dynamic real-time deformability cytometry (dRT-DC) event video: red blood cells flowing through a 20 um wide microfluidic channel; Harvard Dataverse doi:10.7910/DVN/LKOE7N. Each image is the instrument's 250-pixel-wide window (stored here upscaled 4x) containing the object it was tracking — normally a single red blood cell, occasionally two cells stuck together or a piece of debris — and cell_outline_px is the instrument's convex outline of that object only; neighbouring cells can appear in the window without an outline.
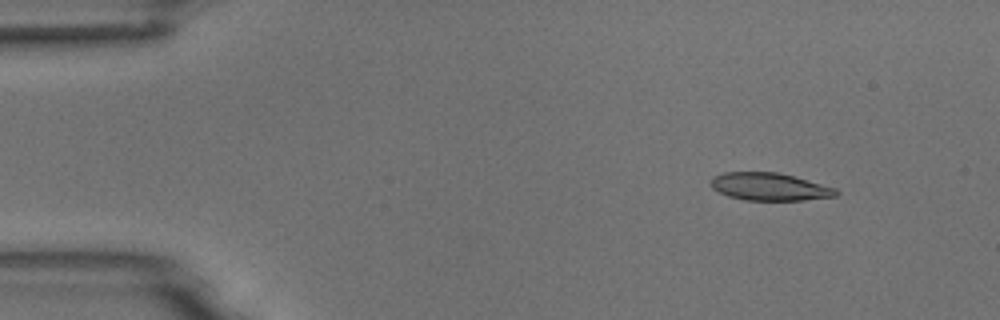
{"species": "common noctule bat (a hibernating species)", "species_latin": "Nyctalus noctula", "temperature_condition": "room temperature", "stored_images_in_passage": 3, "camera_frame_rate_fps": 3000, "um_per_image_px": 0.085, "animal": {"sex": "male", "body_mass_g": 18.8}, "frame": {"image": 1, "passage_image": 1, "time_ms": 0.0, "image_size_px": [1000, 320], "cell_outline_px": [[840, 192], [836, 196], [804, 200], [744, 200], [728, 196], [712, 188], [712, 176], [724, 172], [776, 172], [792, 176], [836, 188]], "centroid_in_image_um": [65.41, 15.87], "position_along_channel_um": 19.6, "area_um2": 20.0}}
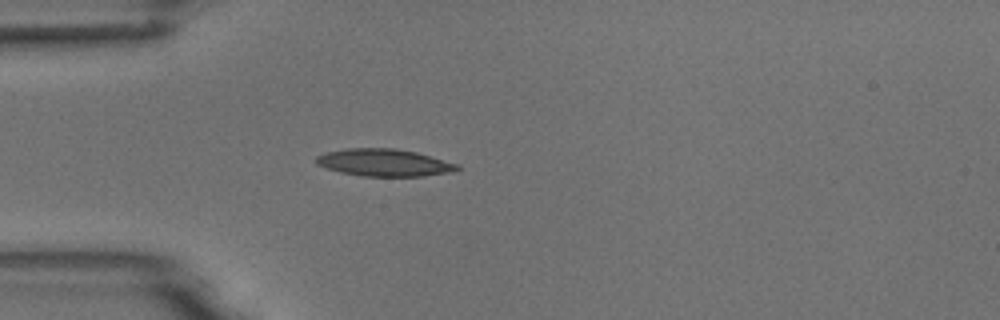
{"frame": {"image": 2, "passage_image": 3, "time_ms": 3.0, "image_size_px": [1000, 320], "cell_outline_px": [[460, 168], [452, 172], [424, 176], [360, 176], [340, 172], [316, 164], [316, 156], [324, 152], [344, 148], [392, 148], [416, 152], [460, 164]], "centroid_in_image_um": [32.65, 13.82], "position_along_channel_um": 52.3, "area_um2": 22.54}}